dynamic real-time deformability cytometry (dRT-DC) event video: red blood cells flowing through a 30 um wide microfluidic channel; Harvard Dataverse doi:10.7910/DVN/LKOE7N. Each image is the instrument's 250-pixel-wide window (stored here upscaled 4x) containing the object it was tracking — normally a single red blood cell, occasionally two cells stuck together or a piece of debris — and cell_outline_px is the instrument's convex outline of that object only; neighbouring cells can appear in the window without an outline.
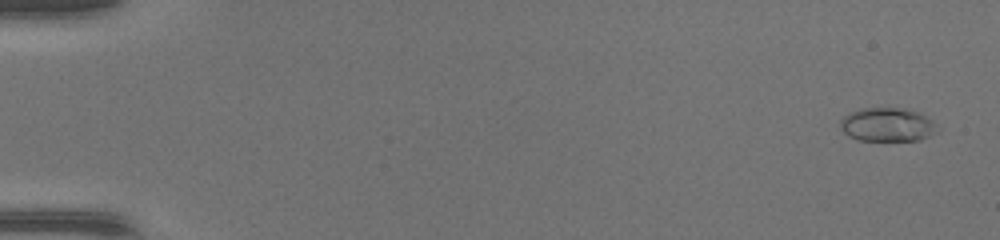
{"species": "common noctule bat (a hibernating species)", "species_latin": "Nyctalus noctula", "temperature_condition": "warm", "stored_images_in_passage": 49, "camera_frame_rate_fps": 3000, "um_per_image_px": 0.085, "animal": {"sex": "female", "body_mass_g": 17.0, "forearm_length_mm": 48.0}, "frame": {"image": 1, "passage_image": 2, "time_ms": 0.333, "image_size_px": [1000, 240], "cell_outline_px": [[936, 132], [920, 140], [856, 140], [848, 136], [840, 128], [840, 120], [844, 116], [860, 108], [904, 108], [920, 112], [932, 120], [936, 124]], "centroid_in_image_um": [75.41, 10.59], "position_along_channel_um": 9.6, "area_um2": 19.07}}
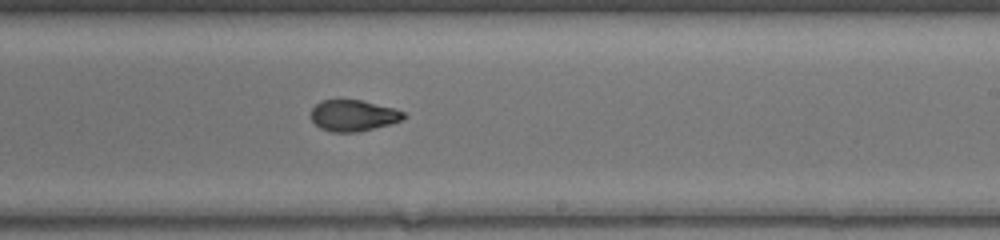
{"frame": {"image": 2, "passage_image": 31, "time_ms": 10.0, "image_size_px": [1000, 240], "cell_outline_px": [[408, 116], [392, 124], [356, 132], [332, 132], [320, 128], [308, 116], [312, 108], [316, 104], [324, 100], [360, 100], [392, 108], [404, 112]], "centroid_in_image_um": [30.0, 9.83], "position_along_channel_um": 259.0, "area_um2": 16.82}}
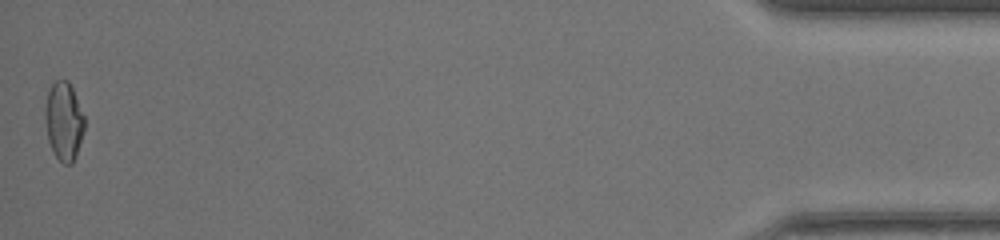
{"frame": {"image": 3, "passage_image": 49, "time_ms": 16.0, "image_size_px": [1000, 240], "cell_outline_px": [[84, 132], [76, 156], [72, 164], [64, 164], [56, 156], [48, 140], [44, 116], [44, 108], [48, 92], [52, 84], [56, 80], [68, 80], [72, 88], [84, 116]], "centroid_in_image_um": [5.42, 10.3], "position_along_channel_um": 429.8, "area_um2": 17.92}, "authors_computed_cell_mechanics": {"area_um2": 17.7446, "velocity_mm_per_s": 4.3493, "shape_relaxation_time_tau1_ms": null, "shape_relaxation_time_tau2_ms": 1.3835, "deformation_change_tau1": null, "deformation_change_tau2": 0.0521}}